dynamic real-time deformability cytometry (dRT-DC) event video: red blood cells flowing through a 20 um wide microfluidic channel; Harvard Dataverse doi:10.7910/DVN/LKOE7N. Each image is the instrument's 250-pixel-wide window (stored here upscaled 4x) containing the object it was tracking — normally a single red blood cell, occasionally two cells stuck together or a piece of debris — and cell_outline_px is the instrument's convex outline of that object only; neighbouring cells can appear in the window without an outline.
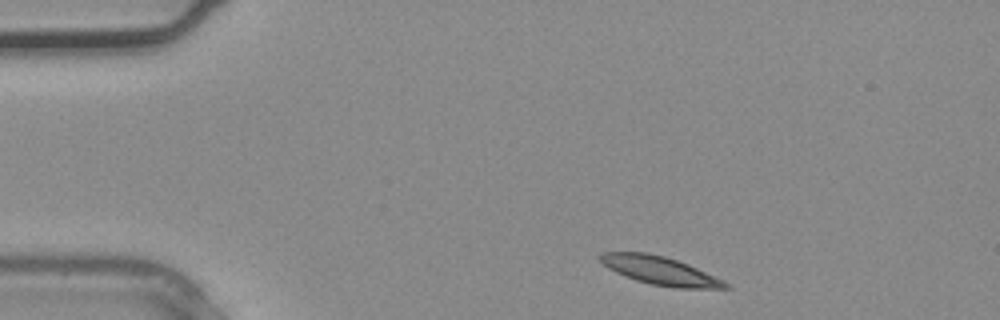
{"species": "common noctule bat (a hibernating species)", "species_latin": "Nyctalus noctula", "temperature_condition": "warm", "stored_images_in_passage": 2, "camera_frame_rate_fps": 3000, "um_per_image_px": 0.085, "animal": {"sex": "male", "body_mass_g": 20.4}, "frame": {"image": 1, "passage_image": 2, "time_ms": 0.333, "image_size_px": [1000, 320], "cell_outline_px": [[732, 288], [676, 288], [652, 284], [636, 280], [624, 276], [608, 268], [596, 256], [600, 252], [648, 252], [664, 256], [688, 264], [724, 280]], "centroid_in_image_um": [56.08, 22.99], "position_along_channel_um": 28.9, "area_um2": 20.63}}